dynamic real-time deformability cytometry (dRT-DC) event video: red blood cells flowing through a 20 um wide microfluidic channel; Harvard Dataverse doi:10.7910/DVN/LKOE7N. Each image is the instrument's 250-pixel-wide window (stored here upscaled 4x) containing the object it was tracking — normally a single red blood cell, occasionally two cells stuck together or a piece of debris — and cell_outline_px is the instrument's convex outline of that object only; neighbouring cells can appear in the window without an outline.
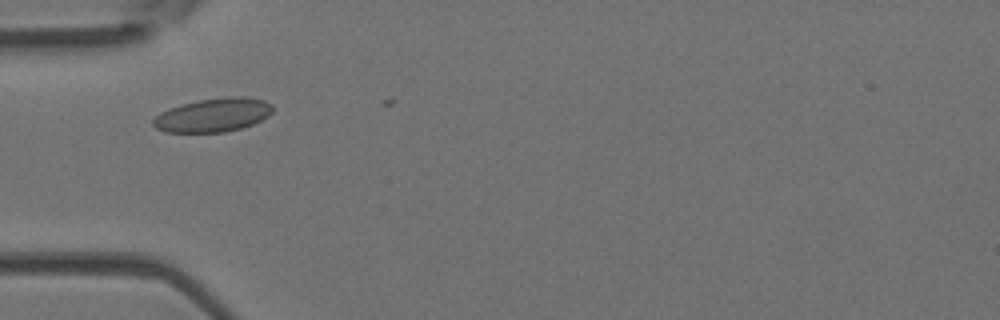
{"species": "Egyptian fruit bat (a non-hibernating species)", "species_latin": "Rousettus aegyptiacus", "temperature_condition": "room temperature", "stored_images_in_passage": 5, "camera_frame_rate_fps": 3000, "um_per_image_px": 0.085, "animal": {"sex": "female"}, "frame": {"image": 1, "passage_image": 4, "time_ms": 1.0, "image_size_px": [1000, 320], "cell_outline_px": [[272, 112], [268, 116], [252, 124], [240, 128], [224, 132], [164, 132], [156, 128], [152, 124], [152, 120], [160, 112], [168, 108], [200, 100], [232, 96], [244, 96], [264, 100], [272, 104]], "centroid_in_image_um": [18.11, 9.78], "position_along_channel_um": 66.9, "area_um2": 23.35}}